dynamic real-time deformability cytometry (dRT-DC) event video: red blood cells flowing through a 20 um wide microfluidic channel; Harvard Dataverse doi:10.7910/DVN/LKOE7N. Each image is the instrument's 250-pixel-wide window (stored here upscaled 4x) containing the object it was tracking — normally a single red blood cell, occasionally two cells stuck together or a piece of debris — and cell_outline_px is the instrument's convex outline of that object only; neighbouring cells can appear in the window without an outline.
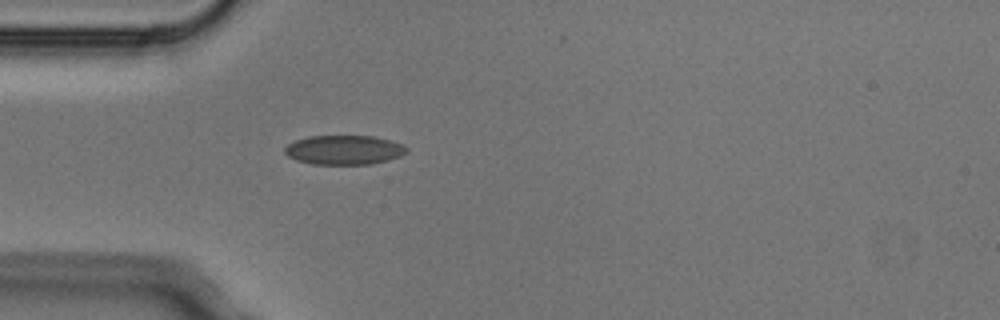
{"species": "Egyptian fruit bat (a non-hibernating species)", "species_latin": "Rousettus aegyptiacus", "temperature_condition": "cold", "stored_images_in_passage": 2, "camera_frame_rate_fps": 3000, "um_per_image_px": 0.085, "animal": {"sex": "male"}, "frame": {"image": 1, "passage_image": 2, "time_ms": 0.333, "image_size_px": [1000, 320], "cell_outline_px": [[408, 152], [400, 156], [388, 160], [372, 164], [312, 164], [296, 160], [288, 156], [284, 152], [284, 148], [288, 144], [296, 140], [308, 136], [372, 136], [388, 140], [400, 144], [408, 148]], "centroid_in_image_um": [29.23, 12.75], "position_along_channel_um": 55.8, "area_um2": 20.75}}